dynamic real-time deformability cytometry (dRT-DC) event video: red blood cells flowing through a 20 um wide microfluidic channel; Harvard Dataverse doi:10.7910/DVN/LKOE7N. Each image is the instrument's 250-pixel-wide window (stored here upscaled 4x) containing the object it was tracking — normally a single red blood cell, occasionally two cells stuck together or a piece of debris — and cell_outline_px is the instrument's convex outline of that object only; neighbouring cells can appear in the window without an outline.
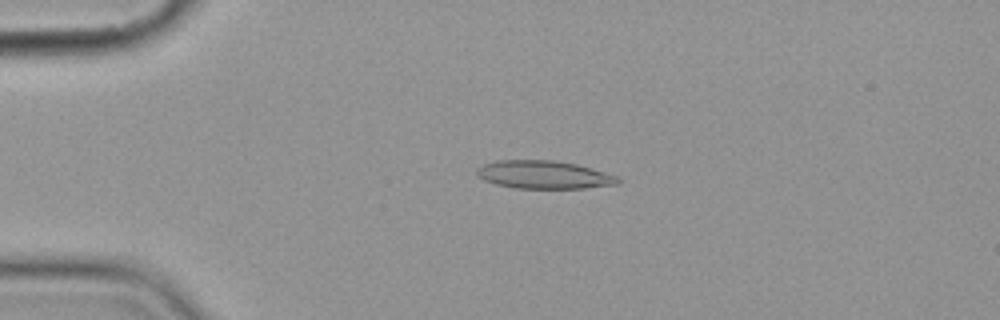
{"species": "common noctule bat (a hibernating species)", "species_latin": "Nyctalus noctula", "temperature_condition": "cold", "stored_images_in_passage": 4, "camera_frame_rate_fps": 3000, "um_per_image_px": 0.085, "animal": {"sex": "female", "body_mass_g": 19.9}, "frame": {"image": 1, "passage_image": 3, "time_ms": 3.667, "image_size_px": [1000, 320], "cell_outline_px": [[620, 180], [616, 184], [584, 188], [512, 188], [496, 184], [484, 180], [476, 176], [476, 168], [484, 164], [496, 160], [552, 160], [576, 164], [604, 172], [616, 176]], "centroid_in_image_um": [46.16, 14.85], "position_along_channel_um": 38.8, "area_um2": 22.95}}